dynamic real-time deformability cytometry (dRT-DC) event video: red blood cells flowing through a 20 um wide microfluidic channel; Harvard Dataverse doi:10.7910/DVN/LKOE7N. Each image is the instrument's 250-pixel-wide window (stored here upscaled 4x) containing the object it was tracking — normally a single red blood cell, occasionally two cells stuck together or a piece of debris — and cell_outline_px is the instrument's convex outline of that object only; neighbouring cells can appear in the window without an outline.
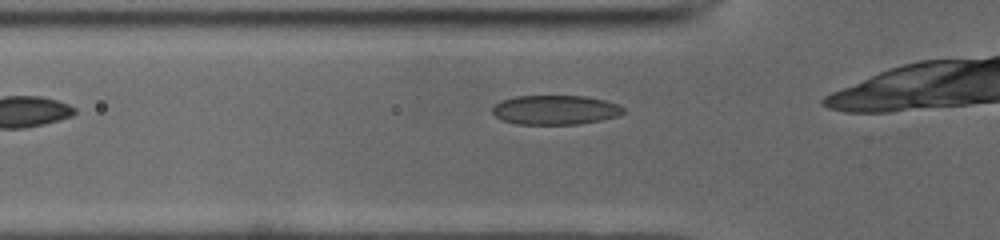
{"species": "common noctule bat (a hibernating species)", "species_latin": "Nyctalus noctula", "temperature_condition": "cold", "stored_images_in_passage": 29, "camera_frame_rate_fps": 3000, "um_per_image_px": 0.085, "animal": {"sex": "male", "body_mass_g": 19.0, "forearm_length_mm": 50.8}, "frame": {"image": 1, "passage_image": 4, "time_ms": 1.0, "image_size_px": [1000, 240], "cell_outline_px": [[628, 112], [620, 116], [580, 124], [516, 124], [504, 120], [496, 116], [492, 112], [492, 108], [500, 100], [516, 96], [584, 96], [604, 100], [620, 104]], "centroid_in_image_um": [47.26, 9.34], "position_along_channel_um": 78.5, "area_um2": 22.6}}
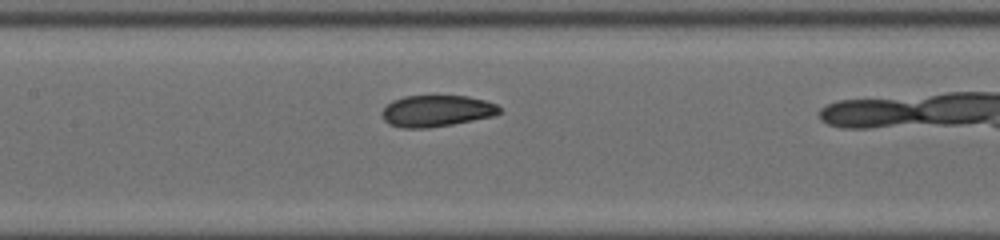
{"frame": {"image": 2, "passage_image": 11, "time_ms": 3.333, "image_size_px": [1000, 240], "cell_outline_px": [[500, 112], [492, 116], [452, 124], [428, 128], [404, 128], [388, 124], [384, 120], [384, 108], [392, 100], [404, 96], [468, 96], [484, 100], [496, 104], [500, 108]], "centroid_in_image_um": [37.1, 9.43], "position_along_channel_um": 170.3, "area_um2": 21.27}}
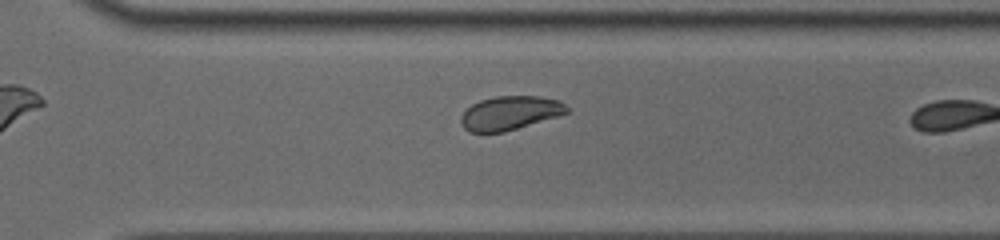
{"frame": {"image": 3, "passage_image": 23, "time_ms": 7.333, "image_size_px": [1000, 240], "cell_outline_px": [[568, 112], [556, 116], [504, 132], [468, 132], [460, 124], [460, 116], [472, 104], [480, 100], [496, 96], [540, 96], [560, 100], [568, 108]], "centroid_in_image_um": [43.31, 9.6], "position_along_channel_um": 327.3, "area_um2": 20.75}}